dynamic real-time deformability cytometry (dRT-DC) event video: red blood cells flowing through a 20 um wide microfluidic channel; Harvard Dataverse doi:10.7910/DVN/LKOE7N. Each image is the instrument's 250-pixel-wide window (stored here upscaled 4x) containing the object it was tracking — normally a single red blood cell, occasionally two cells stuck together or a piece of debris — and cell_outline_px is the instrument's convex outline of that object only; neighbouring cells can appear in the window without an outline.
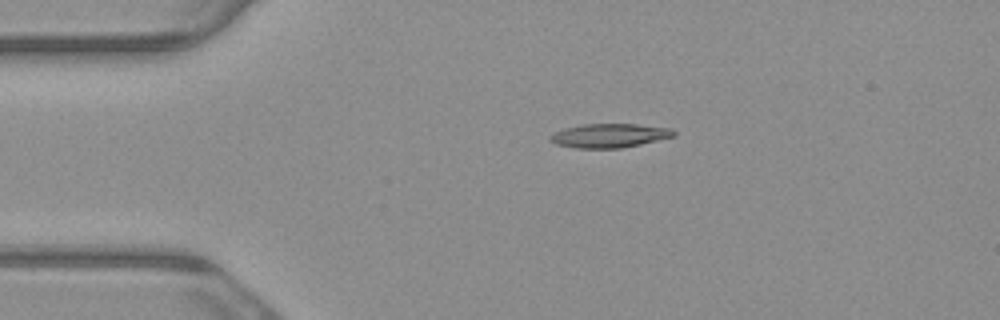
{"species": "common noctule bat (a hibernating species)", "species_latin": "Nyctalus noctula", "temperature_condition": "warm", "stored_images_in_passage": 3, "camera_frame_rate_fps": 3000, "um_per_image_px": 0.085, "animal": {"sex": "male", "body_mass_g": 23.1, "forearm_length_mm": 52.7}, "frame": {"image": 1, "passage_image": 2, "time_ms": 0.333, "image_size_px": [1000, 320], "cell_outline_px": [[676, 136], [640, 144], [620, 148], [576, 148], [556, 144], [548, 136], [564, 128], [580, 124], [636, 124], [672, 128], [676, 132]], "centroid_in_image_um": [51.83, 11.52], "position_along_channel_um": 33.2, "area_um2": 17.22}}